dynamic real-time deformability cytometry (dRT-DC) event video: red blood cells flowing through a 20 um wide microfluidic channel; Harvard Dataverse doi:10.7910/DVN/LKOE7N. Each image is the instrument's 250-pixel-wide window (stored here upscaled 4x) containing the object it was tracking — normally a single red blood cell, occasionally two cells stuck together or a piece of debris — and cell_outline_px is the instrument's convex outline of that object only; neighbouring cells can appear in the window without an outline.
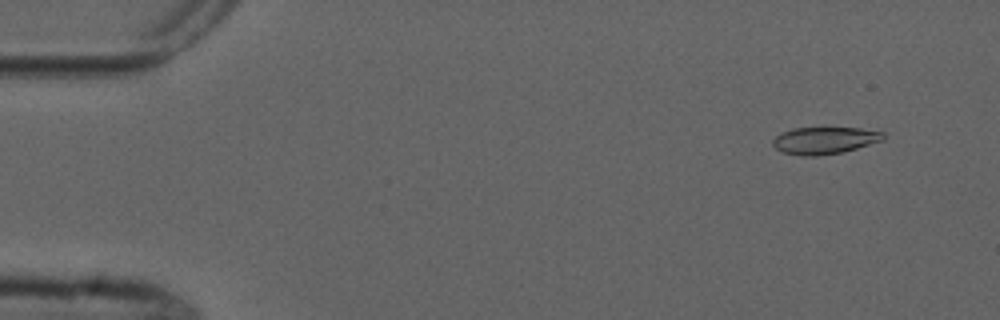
{"species": "common noctule bat (a hibernating species)", "species_latin": "Nyctalus noctula", "temperature_condition": "cold", "stored_images_in_passage": 5, "camera_frame_rate_fps": 3000, "um_per_image_px": 0.085, "animal": {"sex": "male", "forearm_length_mm": 52.5}, "frame": {"image": 1, "passage_image": 2, "time_ms": 1.333, "image_size_px": [1000, 320], "cell_outline_px": [[884, 140], [856, 148], [840, 152], [816, 156], [800, 156], [784, 152], [776, 148], [772, 144], [772, 140], [776, 136], [792, 128], [860, 128], [884, 132]], "centroid_in_image_um": [70.09, 11.93], "position_along_channel_um": 14.9, "area_um2": 17.22}}
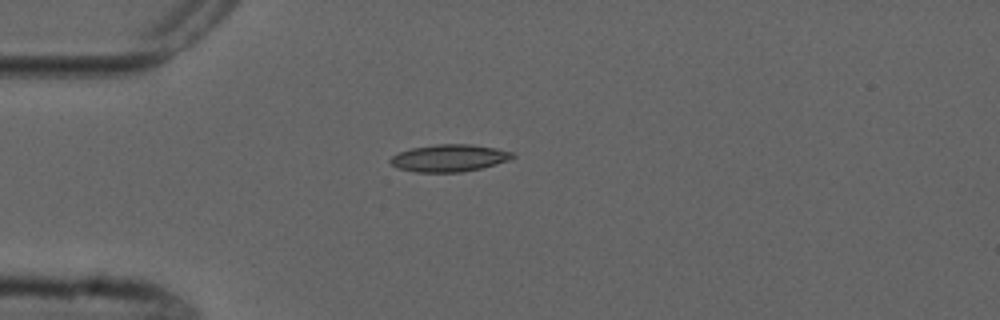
{"frame": {"image": 2, "passage_image": 5, "time_ms": 4.667, "image_size_px": [1000, 320], "cell_outline_px": [[516, 156], [508, 160], [496, 164], [480, 168], [460, 172], [416, 172], [400, 168], [392, 164], [388, 160], [392, 156], [400, 152], [412, 148], [436, 144], [472, 144], [496, 148], [516, 152]], "centroid_in_image_um": [38.23, 13.42], "position_along_channel_um": 46.8, "area_um2": 19.31}}